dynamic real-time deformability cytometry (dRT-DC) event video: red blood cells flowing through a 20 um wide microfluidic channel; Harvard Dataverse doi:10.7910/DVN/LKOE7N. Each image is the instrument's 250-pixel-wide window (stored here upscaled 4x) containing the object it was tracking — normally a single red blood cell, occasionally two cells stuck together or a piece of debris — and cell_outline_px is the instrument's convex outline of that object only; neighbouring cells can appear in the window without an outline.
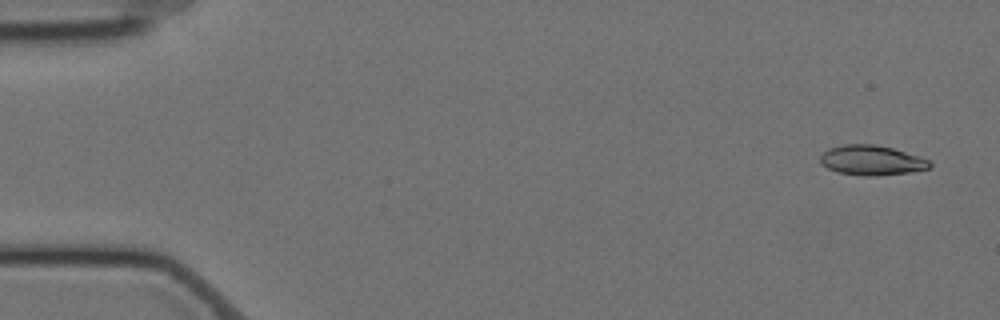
{"species": "Egyptian fruit bat (a non-hibernating species)", "species_latin": "Rousettus aegyptiacus", "temperature_condition": "cold", "stored_images_in_passage": 58, "camera_frame_rate_fps": 3000, "um_per_image_px": 0.085, "animal": {"sex": "female"}, "frame": {"image": 1, "passage_image": 3, "time_ms": 0.667, "image_size_px": [1000, 320], "cell_outline_px": [[932, 164], [928, 168], [908, 172], [876, 176], [864, 176], [840, 172], [828, 168], [820, 164], [820, 156], [828, 148], [844, 144], [872, 144], [892, 148], [920, 156], [928, 160]], "centroid_in_image_um": [74.06, 13.62], "position_along_channel_um": 10.9, "area_um2": 18.9}}
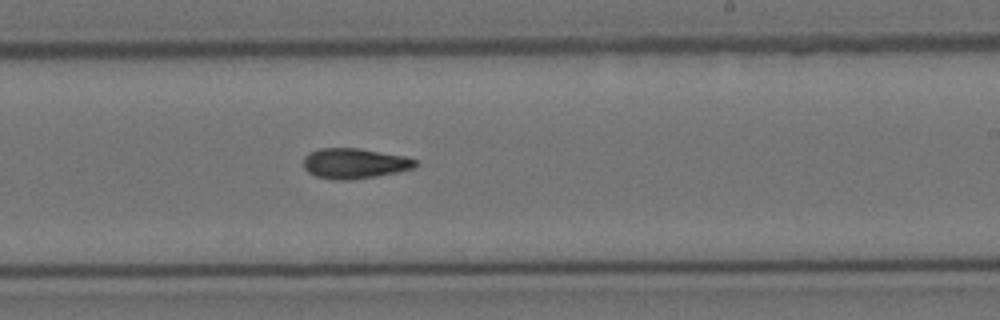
{"frame": {"image": 2, "passage_image": 35, "time_ms": 11.333, "image_size_px": [1000, 320], "cell_outline_px": [[416, 164], [412, 168], [396, 172], [376, 176], [348, 180], [340, 180], [316, 176], [308, 172], [304, 168], [304, 156], [308, 152], [320, 148], [356, 148], [404, 156], [416, 160]], "centroid_in_image_um": [30.08, 13.88], "position_along_channel_um": 258.9, "area_um2": 19.48}}
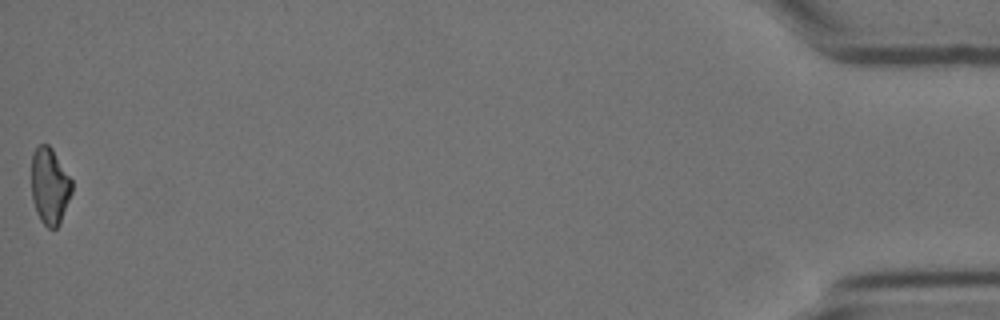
{"frame": {"image": 3, "passage_image": 58, "time_ms": 19.0, "image_size_px": [1000, 320], "cell_outline_px": [[72, 192], [60, 224], [56, 228], [48, 228], [40, 220], [36, 212], [32, 200], [32, 152], [40, 144], [48, 144], [52, 148], [72, 180]], "centroid_in_image_um": [4.23, 15.82], "position_along_channel_um": 431.0, "area_um2": 18.09}, "authors_computed_cell_mechanics": {"area_um2": 19.2763, "velocity_mm_per_s": 3.507, "shape_relaxation_time_tau1_ms": 9.6897, "shape_relaxation_time_tau2_ms": 8.6103, "deformation_change_tau1": 0.2177, "deformation_change_tau2": 0.181}}